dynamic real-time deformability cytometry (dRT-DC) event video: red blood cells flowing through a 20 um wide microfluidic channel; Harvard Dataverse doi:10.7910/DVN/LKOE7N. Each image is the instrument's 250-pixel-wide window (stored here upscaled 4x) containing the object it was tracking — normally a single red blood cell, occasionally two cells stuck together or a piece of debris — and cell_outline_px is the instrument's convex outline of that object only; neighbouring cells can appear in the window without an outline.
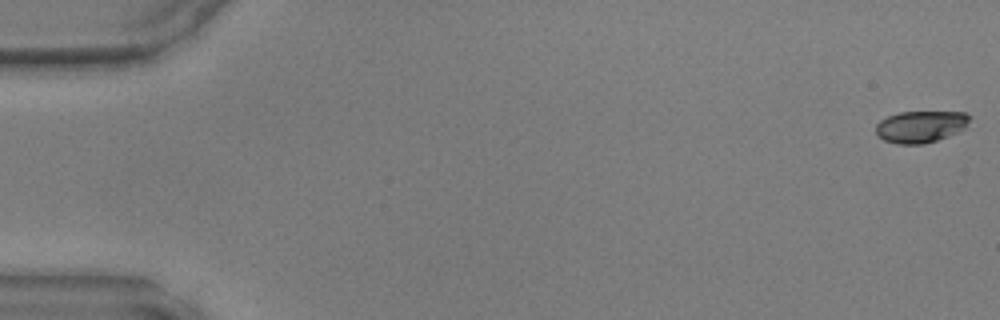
{"species": "common noctule bat (a hibernating species)", "species_latin": "Nyctalus noctula", "temperature_condition": "warm", "stored_images_in_passage": 48, "camera_frame_rate_fps": 3000, "um_per_image_px": 0.085, "animal": {"sex": "male", "body_mass_g": 17.9, "forearm_length_mm": 54.2}, "frame": {"image": 1, "passage_image": 1, "time_ms": 0.0, "image_size_px": [1000, 320], "cell_outline_px": [[972, 116], [964, 128], [960, 132], [924, 144], [896, 144], [884, 140], [876, 132], [876, 124], [880, 120], [888, 116], [900, 112], [964, 112]], "centroid_in_image_um": [78.27, 10.76], "position_along_channel_um": 6.7, "area_um2": 17.4}}
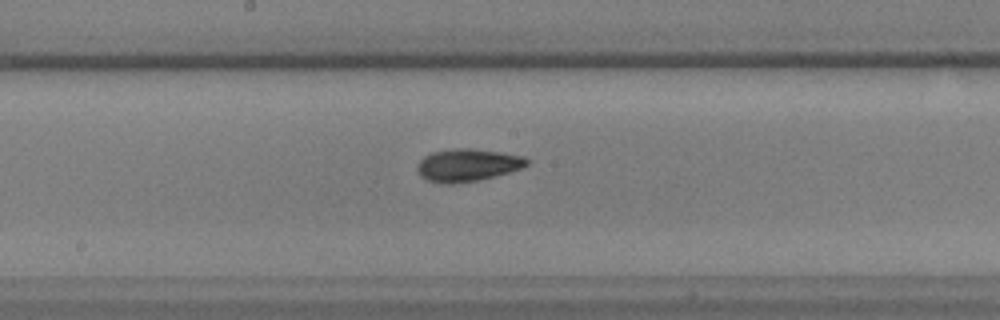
{"frame": {"image": 2, "passage_image": 26, "time_ms": 8.333, "image_size_px": [1000, 320], "cell_outline_px": [[528, 164], [524, 168], [496, 176], [480, 180], [452, 184], [440, 184], [428, 180], [420, 176], [416, 168], [420, 160], [424, 156], [432, 152], [460, 148], [472, 148], [500, 152], [524, 156], [528, 160]], "centroid_in_image_um": [39.75, 14.04], "position_along_channel_um": 208.5, "area_um2": 20.98}}
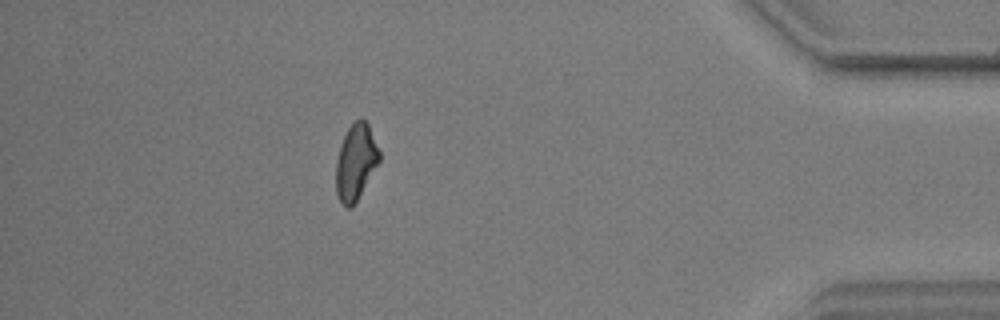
{"frame": {"image": 3, "passage_image": 43, "time_ms": 14.0, "image_size_px": [1000, 320], "cell_outline_px": [[380, 160], [352, 208], [348, 208], [340, 200], [336, 192], [336, 160], [344, 136], [348, 128], [356, 120], [364, 120], [368, 124], [380, 152]], "centroid_in_image_um": [30.24, 13.78], "position_along_channel_um": 405.0, "area_um2": 18.73}}